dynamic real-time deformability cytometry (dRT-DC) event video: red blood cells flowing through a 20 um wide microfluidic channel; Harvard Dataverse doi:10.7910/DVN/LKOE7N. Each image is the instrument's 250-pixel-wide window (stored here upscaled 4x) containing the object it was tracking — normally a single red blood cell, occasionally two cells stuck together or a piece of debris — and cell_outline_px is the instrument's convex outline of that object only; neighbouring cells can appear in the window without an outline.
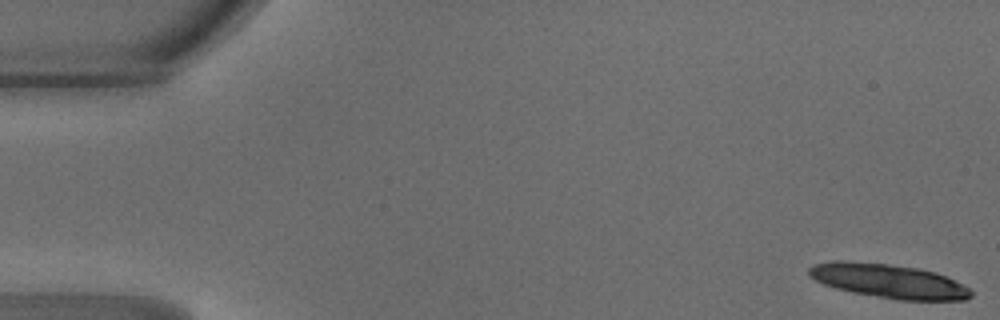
{"species": "common noctule bat (a hibernating species)", "species_latin": "Nyctalus noctula", "temperature_condition": "warm", "stored_images_in_passage": 28, "camera_frame_rate_fps": 3000, "um_per_image_px": 0.085, "animal": {"sex": "male", "body_mass_g": 18.8}, "frame": {"image": 1, "passage_image": 1, "time_ms": 0.0, "image_size_px": [1000, 320], "cell_outline_px": [[972, 296], [964, 300], [900, 300], [852, 292], [836, 288], [824, 284], [808, 276], [808, 268], [812, 264], [832, 260], [844, 260], [888, 264], [920, 268], [936, 272], [968, 288], [972, 292]], "centroid_in_image_um": [75.47, 23.87], "position_along_channel_um": 9.5, "area_um2": 32.08}}
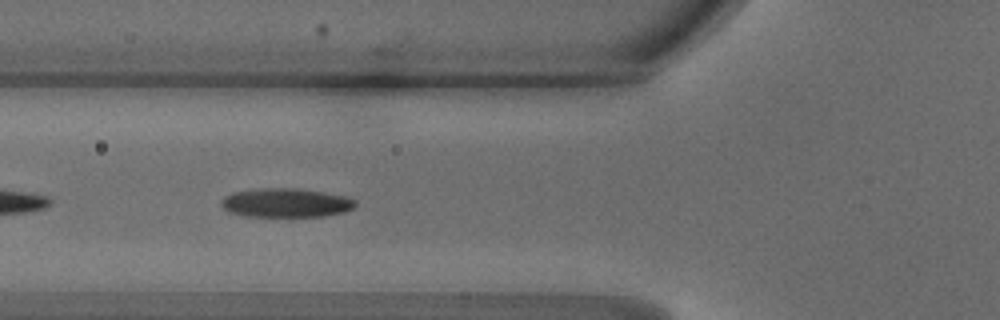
{"frame": {"image": 2, "passage_image": 18, "time_ms": 5.667, "image_size_px": [1000, 320], "cell_outline_px": [[356, 204], [352, 208], [344, 212], [324, 216], [244, 216], [228, 212], [220, 204], [224, 196], [232, 192], [264, 188], [296, 188], [324, 192], [348, 196], [356, 200]], "centroid_in_image_um": [24.31, 17.23], "position_along_channel_um": 101.5, "area_um2": 22.72}}
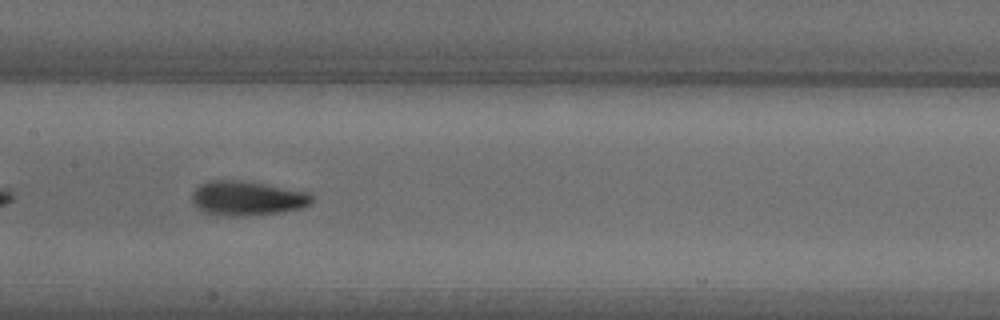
{"frame": {"image": 3, "passage_image": 24, "time_ms": 7.667, "image_size_px": [1000, 320], "cell_outline_px": [[312, 200], [308, 204], [300, 208], [280, 212], [252, 216], [228, 216], [204, 212], [196, 208], [192, 200], [192, 192], [200, 184], [212, 180], [240, 180], [264, 184], [308, 192], [312, 196]], "centroid_in_image_um": [20.96, 16.86], "position_along_channel_um": 186.4, "area_um2": 23.99}}